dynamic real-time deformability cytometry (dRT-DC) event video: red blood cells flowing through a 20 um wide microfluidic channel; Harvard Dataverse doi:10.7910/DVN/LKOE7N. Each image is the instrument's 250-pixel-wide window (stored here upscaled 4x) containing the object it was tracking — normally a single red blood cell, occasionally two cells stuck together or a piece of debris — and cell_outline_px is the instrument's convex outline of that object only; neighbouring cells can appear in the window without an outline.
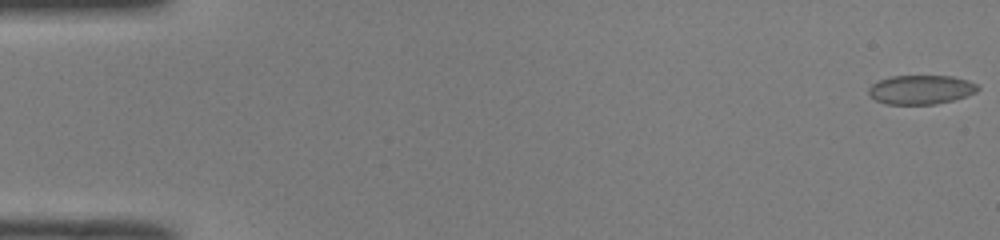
{"species": "common noctule bat (a hibernating species)", "species_latin": "Nyctalus noctula", "temperature_condition": "room temperature", "stored_images_in_passage": 52, "camera_frame_rate_fps": 3000, "um_per_image_px": 0.085, "animal": {"sex": "male", "body_mass_g": 19.0, "forearm_length_mm": 50.8}, "frame": {"image": 1, "passage_image": 1, "time_ms": 0.0, "image_size_px": [1000, 240], "cell_outline_px": [[980, 88], [976, 92], [968, 96], [936, 104], [884, 104], [876, 100], [868, 92], [868, 88], [872, 84], [880, 80], [892, 76], [952, 76], [968, 80], [976, 84]], "centroid_in_image_um": [78.3, 7.62], "position_along_channel_um": 6.7, "area_um2": 18.5}}
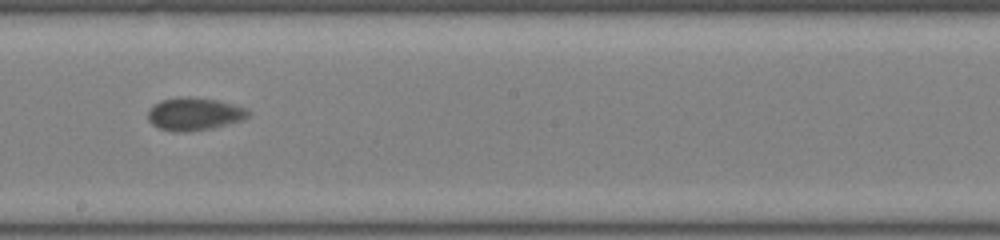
{"frame": {"image": 2, "passage_image": 30, "time_ms": 9.667, "image_size_px": [1000, 240], "cell_outline_px": [[252, 112], [248, 116], [240, 120], [212, 128], [188, 132], [172, 132], [160, 128], [152, 124], [148, 120], [148, 112], [152, 104], [160, 100], [180, 96], [188, 96], [220, 100], [248, 108]], "centroid_in_image_um": [16.5, 9.67], "position_along_channel_um": 231.7, "area_um2": 19.48}}
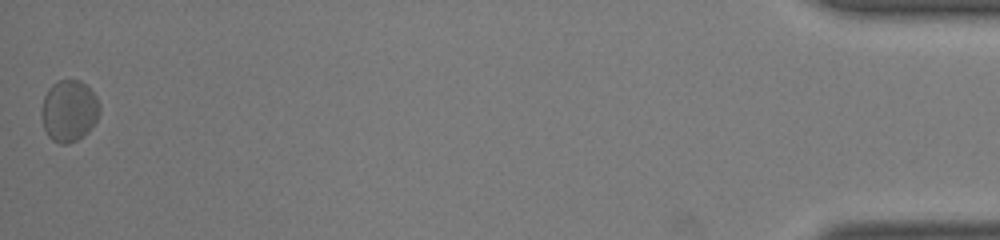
{"frame": {"image": 3, "passage_image": 52, "time_ms": 17.0, "image_size_px": [1000, 240], "cell_outline_px": [[100, 112], [92, 128], [84, 136], [68, 144], [60, 144], [52, 140], [48, 136], [44, 128], [40, 116], [40, 112], [44, 96], [48, 88], [56, 80], [80, 80], [96, 96], [100, 104]], "centroid_in_image_um": [5.85, 9.43], "position_along_channel_um": 429.3, "area_um2": 21.15}, "authors_computed_cell_mechanics": {"area_um2": 18.9873, "velocity_mm_per_s": 3.9603, "shape_relaxation_time_tau1_ms": 7.5453, "shape_relaxation_time_tau2_ms": null, "deformation_change_tau1": 0.1055, "deformation_change_tau2": null}}